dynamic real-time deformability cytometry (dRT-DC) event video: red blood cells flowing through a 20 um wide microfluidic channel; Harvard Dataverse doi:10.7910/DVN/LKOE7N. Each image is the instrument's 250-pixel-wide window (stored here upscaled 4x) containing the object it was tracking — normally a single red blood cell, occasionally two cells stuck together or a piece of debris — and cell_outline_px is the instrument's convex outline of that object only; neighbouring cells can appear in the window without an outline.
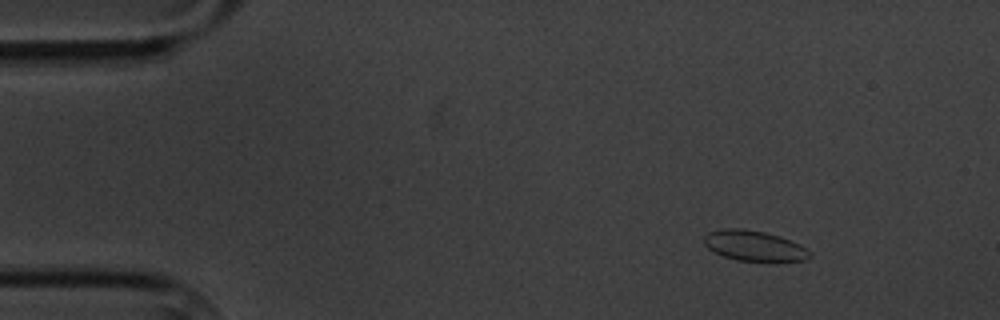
{"species": "common noctule bat (a hibernating species)", "species_latin": "Nyctalus noctula", "temperature_condition": "cold", "stored_images_in_passage": 4, "camera_frame_rate_fps": 3000, "um_per_image_px": 0.085, "animal": {"sex": "male", "body_mass_g": 20.1, "forearm_length_mm": 53.5}, "frame": {"image": 1, "passage_image": 1, "time_ms": 0.0, "image_size_px": [1000, 320], "cell_outline_px": [[812, 256], [804, 260], [736, 260], [724, 256], [708, 248], [704, 244], [704, 236], [708, 232], [720, 228], [744, 228], [764, 232], [780, 236], [800, 244], [812, 252]], "centroid_in_image_um": [64.09, 20.86], "position_along_channel_um": 20.9, "area_um2": 18.55}}
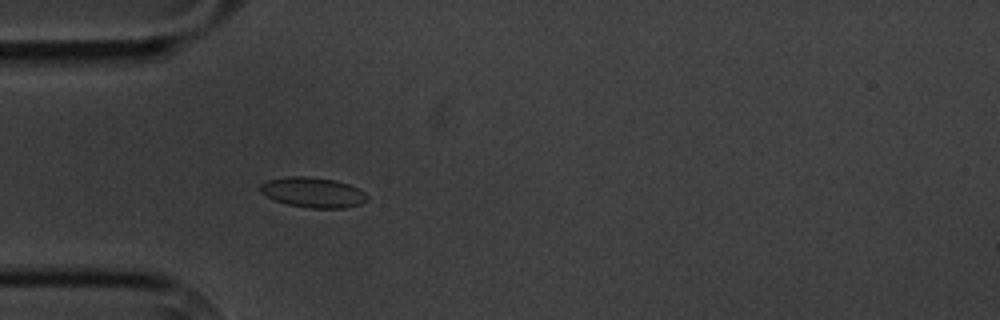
{"frame": {"image": 2, "passage_image": 4, "time_ms": 3.333, "image_size_px": [1000, 320], "cell_outline_px": [[368, 200], [360, 204], [344, 208], [308, 208], [288, 204], [276, 200], [260, 192], [260, 184], [268, 180], [288, 176], [308, 176], [336, 180], [348, 184], [364, 192], [368, 196]], "centroid_in_image_um": [26.61, 16.35], "position_along_channel_um": 58.4, "area_um2": 18.73}}